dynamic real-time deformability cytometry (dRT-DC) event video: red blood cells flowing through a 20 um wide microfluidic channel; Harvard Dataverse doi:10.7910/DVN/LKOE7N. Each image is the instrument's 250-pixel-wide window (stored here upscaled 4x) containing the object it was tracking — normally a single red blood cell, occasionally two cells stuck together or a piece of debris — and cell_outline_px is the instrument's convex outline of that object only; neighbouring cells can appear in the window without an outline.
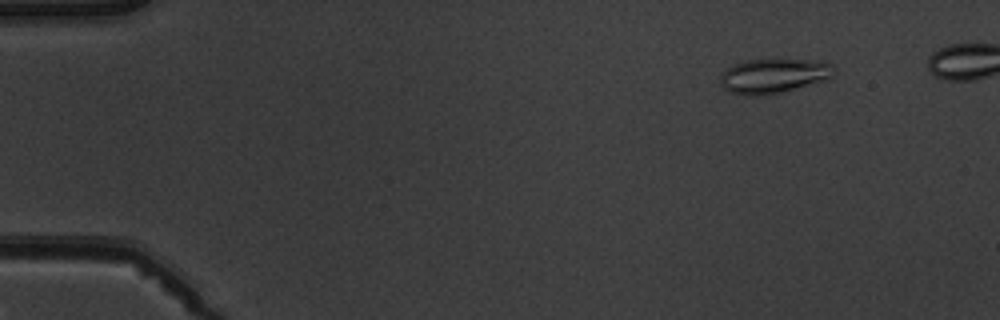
{"species": "common noctule bat (a hibernating species)", "species_latin": "Nyctalus noctula", "temperature_condition": "warm", "stored_images_in_passage": 7, "segment_of_instrument_passage": [1, 2], "camera_frame_rate_fps": 3000, "um_per_image_px": 0.085, "animal": {"sex": "male", "body_mass_g": 19.5, "forearm_length_mm": 54.6}, "frame": {"image": 1, "passage_image": 2, "time_ms": 1.333, "image_size_px": [1000, 320], "cell_outline_px": [[832, 76], [824, 80], [784, 92], [764, 96], [748, 96], [728, 92], [720, 84], [720, 72], [732, 64], [748, 60], [820, 60], [832, 64]], "centroid_in_image_um": [65.68, 6.46], "position_along_channel_um": 19.3, "area_um2": 23.06}}
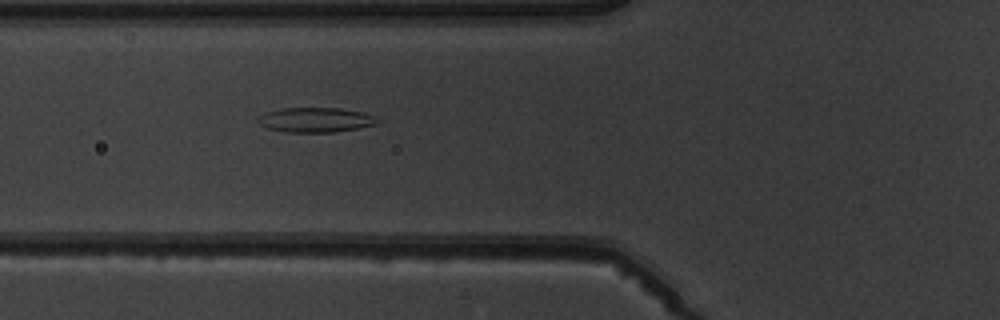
{"frame": {"image": 2, "passage_image": 6, "time_ms": 6.0, "image_size_px": [1000, 320], "cell_outline_px": [[380, 120], [376, 124], [360, 128], [332, 132], [284, 132], [268, 128], [260, 124], [256, 120], [264, 112], [280, 108], [340, 108], [364, 112], [376, 116]], "centroid_in_image_um": [26.84, 10.18], "position_along_channel_um": 99.0, "area_um2": 17.4}}